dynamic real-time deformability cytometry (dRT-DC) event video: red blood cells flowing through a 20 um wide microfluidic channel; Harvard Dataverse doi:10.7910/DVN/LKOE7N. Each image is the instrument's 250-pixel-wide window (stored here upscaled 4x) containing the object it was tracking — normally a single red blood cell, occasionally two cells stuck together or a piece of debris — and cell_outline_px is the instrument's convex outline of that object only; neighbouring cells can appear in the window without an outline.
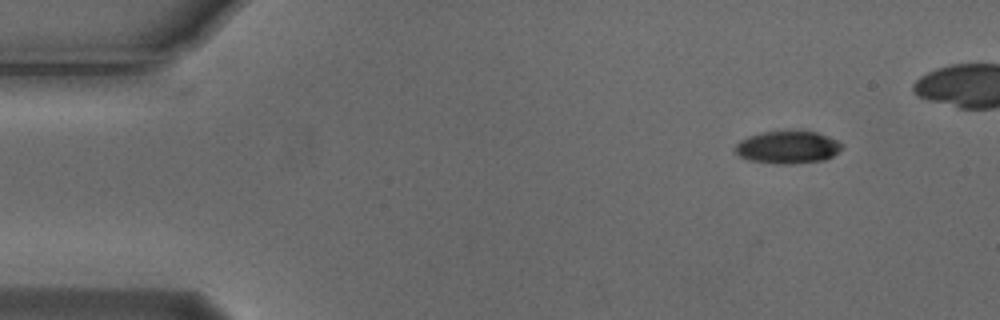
{"species": "Egyptian fruit bat (a non-hibernating species)", "species_latin": "Rousettus aegyptiacus", "temperature_condition": "cold", "stored_images_in_passage": 44, "camera_frame_rate_fps": 3000, "um_per_image_px": 0.085, "animal": {"sex": "male"}, "frame": {"image": 1, "passage_image": 1, "time_ms": 0.0, "image_size_px": [1000, 320], "cell_outline_px": [[844, 144], [832, 156], [824, 160], [792, 164], [776, 164], [748, 160], [740, 156], [736, 152], [736, 144], [740, 140], [748, 136], [764, 132], [816, 132], [828, 136]], "centroid_in_image_um": [66.94, 12.53], "position_along_channel_um": 18.1, "area_um2": 19.94}}
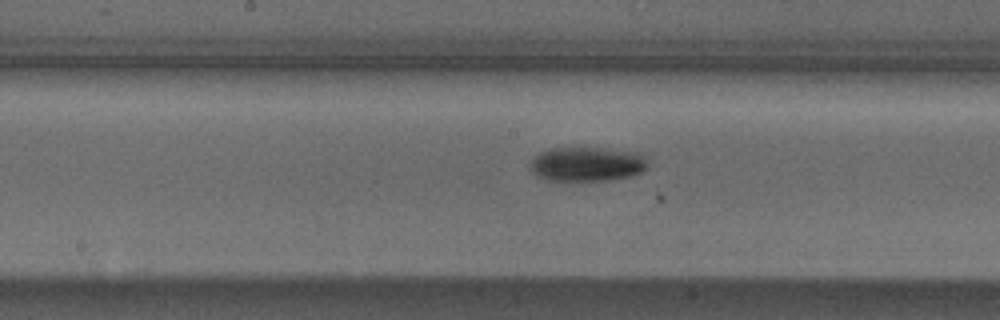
{"frame": {"image": 2, "passage_image": 23, "time_ms": 7.333, "image_size_px": [1000, 320], "cell_outline_px": [[648, 168], [632, 176], [608, 180], [548, 180], [536, 176], [532, 172], [532, 160], [540, 152], [552, 148], [600, 148], [640, 152], [644, 156], [648, 164]], "centroid_in_image_um": [49.94, 13.95], "position_along_channel_um": 198.3, "area_um2": 23.47}}
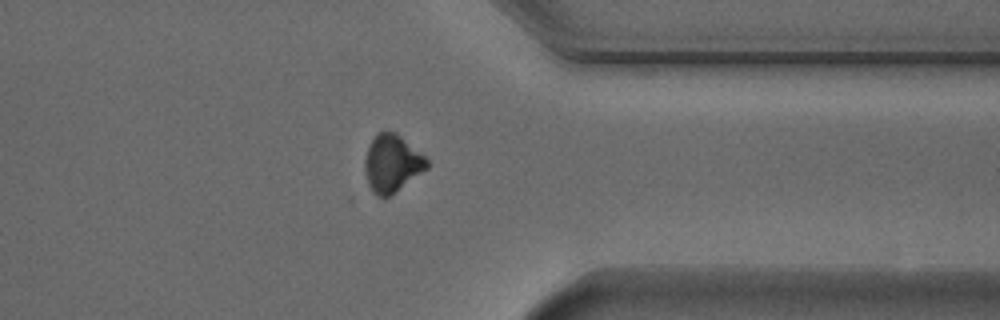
{"frame": {"image": 3, "passage_image": 38, "time_ms": 12.333, "image_size_px": [1000, 320], "cell_outline_px": [[428, 168], [384, 200], [376, 196], [372, 192], [368, 184], [364, 168], [364, 160], [368, 148], [376, 132], [396, 132], [424, 156], [428, 160]], "centroid_in_image_um": [33.29, 13.92], "position_along_channel_um": 378.1, "area_um2": 20.75}, "authors_computed_cell_mechanics": {"area_um2": 22.3686, "velocity_mm_per_s": 3.7509, "shape_relaxation_time_tau1_ms": 2.7976, "shape_relaxation_time_tau2_ms": null, "deformation_change_tau1": 0.127, "deformation_change_tau2": null}}